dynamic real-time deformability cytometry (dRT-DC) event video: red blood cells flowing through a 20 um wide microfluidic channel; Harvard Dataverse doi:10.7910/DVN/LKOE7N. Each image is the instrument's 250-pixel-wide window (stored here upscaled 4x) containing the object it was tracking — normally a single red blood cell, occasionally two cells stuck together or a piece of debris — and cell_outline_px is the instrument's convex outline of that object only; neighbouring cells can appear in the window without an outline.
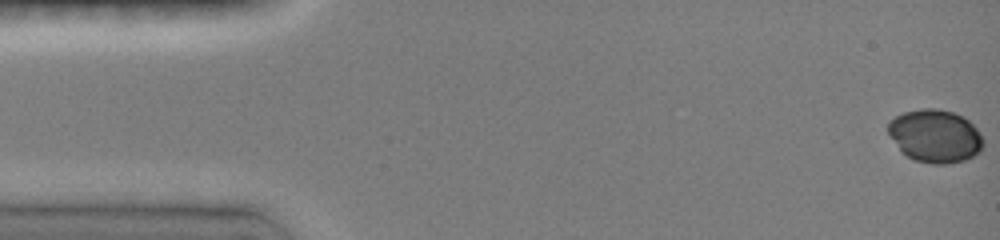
{"species": "common noctule bat (a hibernating species)", "species_latin": "Nyctalus noctula", "temperature_condition": "room temperature", "stored_images_in_passage": 58, "camera_frame_rate_fps": 3000, "um_per_image_px": 0.085, "animal": {"sex": "female", "body_mass_g": 19.0, "forearm_length_mm": 51.5}, "frame": {"image": 1, "passage_image": 1, "time_ms": 0.0, "image_size_px": [1000, 240], "cell_outline_px": [[984, 140], [980, 148], [972, 156], [964, 160], [944, 164], [932, 164], [916, 160], [908, 156], [900, 148], [888, 132], [888, 124], [896, 116], [904, 112], [920, 108], [936, 108], [952, 112], [968, 120], [976, 128]], "centroid_in_image_um": [79.48, 11.54], "position_along_channel_um": 5.5, "area_um2": 28.73}}
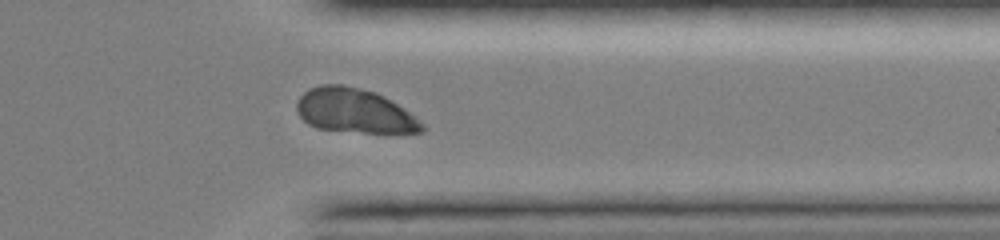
{"frame": {"image": 2, "passage_image": 47, "time_ms": 12.333, "image_size_px": [1000, 240], "cell_outline_px": [[424, 128], [420, 132], [364, 132], [316, 128], [308, 124], [300, 116], [296, 108], [296, 104], [300, 96], [308, 88], [320, 84], [344, 84], [376, 92], [384, 96], [408, 112], [424, 124]], "centroid_in_image_um": [30.07, 9.39], "position_along_channel_um": 381.3, "area_um2": 32.02}}
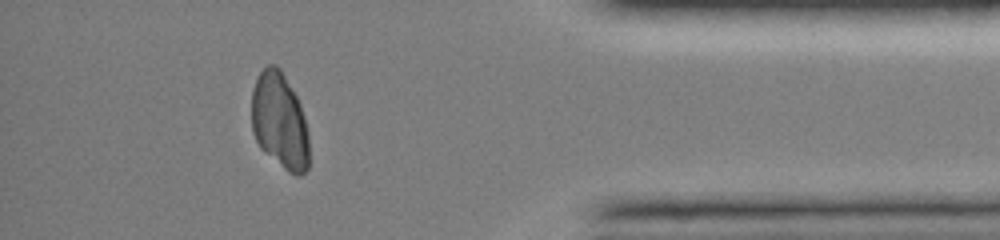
{"frame": {"image": 3, "passage_image": 52, "time_ms": 13.667, "image_size_px": [1000, 240], "cell_outline_px": [[308, 168], [300, 176], [296, 176], [288, 172], [260, 148], [252, 132], [252, 92], [256, 80], [260, 72], [268, 64], [276, 64], [280, 68], [296, 96], [300, 104], [304, 116], [308, 132]], "centroid_in_image_um": [23.77, 10.29], "position_along_channel_um": 411.4, "area_um2": 32.19}}